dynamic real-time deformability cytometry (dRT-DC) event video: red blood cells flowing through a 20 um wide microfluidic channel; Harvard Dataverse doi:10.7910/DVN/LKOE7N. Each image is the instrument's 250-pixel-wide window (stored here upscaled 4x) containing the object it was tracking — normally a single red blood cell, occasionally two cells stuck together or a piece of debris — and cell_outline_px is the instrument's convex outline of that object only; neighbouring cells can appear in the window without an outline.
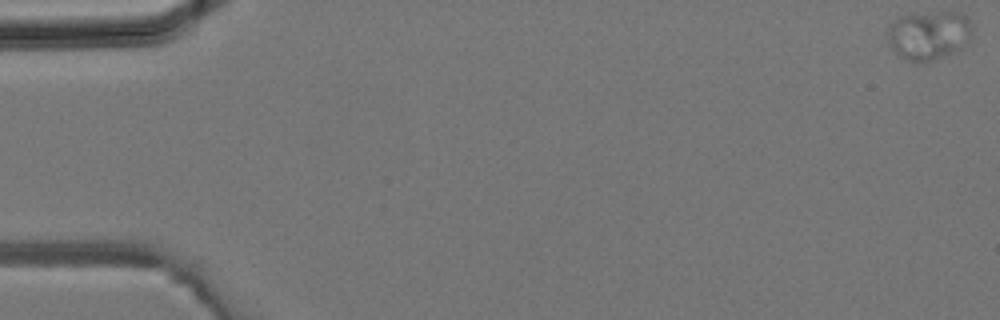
{"species": "common noctule bat (a hibernating species)", "species_latin": "Nyctalus noctula", "temperature_condition": "room temperature", "stored_images_in_passage": 3, "camera_frame_rate_fps": 3000, "um_per_image_px": 0.085, "animal": {"sex": "male", "body_mass_g": 19.2, "forearm_length_mm": 51.8}, "frame": {"image": 1, "passage_image": 1, "time_ms": 0.0, "image_size_px": [1000, 320], "cell_outline_px": [[972, 36], [960, 48], [952, 52], [932, 60], [912, 64], [900, 56], [888, 44], [888, 24], [896, 16], [940, 12], [960, 12], [972, 24]], "centroid_in_image_um": [78.91, 2.99], "position_along_channel_um": 6.1, "area_um2": 24.22}}
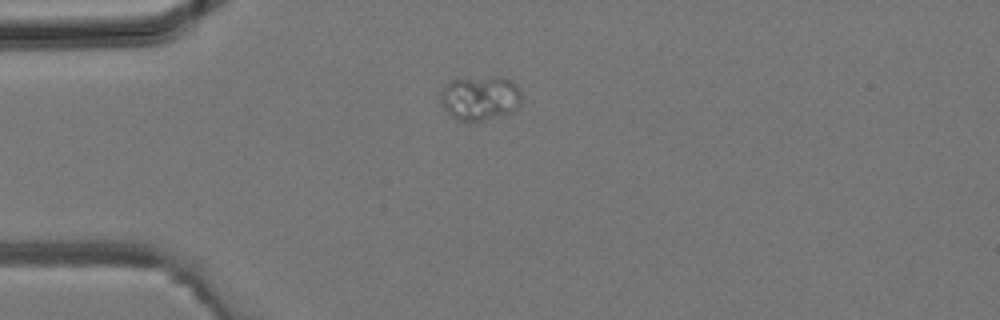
{"frame": {"image": 2, "passage_image": 3, "time_ms": 0.667, "image_size_px": [1000, 320], "cell_outline_px": [[520, 104], [516, 112], [472, 124], [460, 120], [452, 116], [444, 108], [440, 100], [440, 92], [444, 84], [452, 80], [464, 76], [504, 76], [512, 80], [520, 88]], "centroid_in_image_um": [40.82, 8.32], "position_along_channel_um": 44.2, "area_um2": 22.14}}